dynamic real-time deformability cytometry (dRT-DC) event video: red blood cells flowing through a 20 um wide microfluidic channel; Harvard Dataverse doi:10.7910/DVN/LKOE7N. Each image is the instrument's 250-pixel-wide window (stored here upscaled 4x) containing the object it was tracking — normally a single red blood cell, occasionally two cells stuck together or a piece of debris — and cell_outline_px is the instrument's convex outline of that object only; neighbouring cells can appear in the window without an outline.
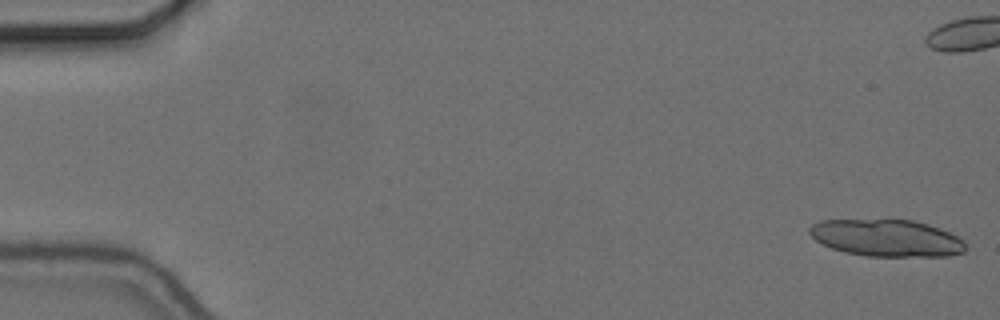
{"species": "common noctule bat (a hibernating species)", "species_latin": "Nyctalus noctula", "temperature_condition": "cold", "stored_images_in_passage": 13, "camera_frame_rate_fps": 3000, "um_per_image_px": 0.085, "animal": {"sex": "female", "body_mass_g": 24.6, "forearm_length_mm": 56.2}, "frame": {"image": 1, "passage_image": 1, "time_ms": 0.0, "image_size_px": [1000, 320], "cell_outline_px": [[968, 248], [964, 252], [952, 256], [864, 256], [844, 252], [832, 248], [816, 240], [808, 232], [808, 228], [812, 224], [820, 220], [912, 220], [928, 224], [940, 228], [964, 240]], "centroid_in_image_um": [75.39, 20.24], "position_along_channel_um": 9.6, "area_um2": 33.76}}